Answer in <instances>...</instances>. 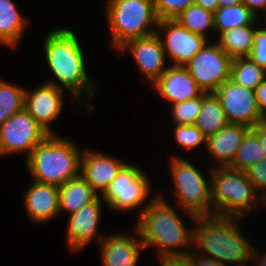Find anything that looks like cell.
<instances>
[{
    "label": "cell",
    "mask_w": 266,
    "mask_h": 266,
    "mask_svg": "<svg viewBox=\"0 0 266 266\" xmlns=\"http://www.w3.org/2000/svg\"><path fill=\"white\" fill-rule=\"evenodd\" d=\"M150 200L141 209L135 229L143 247L157 246L160 259L187 257L191 251L176 248L193 246V228H186L175 210L160 194L154 195Z\"/></svg>",
    "instance_id": "6da1fadb"
},
{
    "label": "cell",
    "mask_w": 266,
    "mask_h": 266,
    "mask_svg": "<svg viewBox=\"0 0 266 266\" xmlns=\"http://www.w3.org/2000/svg\"><path fill=\"white\" fill-rule=\"evenodd\" d=\"M45 60L58 82L47 81L51 85L70 90L81 103V95L86 90L88 97L94 96L95 85L85 70L84 52L76 34L66 28L54 29L44 40Z\"/></svg>",
    "instance_id": "7a4b0ae2"
},
{
    "label": "cell",
    "mask_w": 266,
    "mask_h": 266,
    "mask_svg": "<svg viewBox=\"0 0 266 266\" xmlns=\"http://www.w3.org/2000/svg\"><path fill=\"white\" fill-rule=\"evenodd\" d=\"M237 220L217 214L197 217V224L192 228L193 243L199 249L194 251L199 255L202 252L201 256L214 259L222 266H227L228 262L246 266L247 261H251L253 247L239 231Z\"/></svg>",
    "instance_id": "3957f363"
},
{
    "label": "cell",
    "mask_w": 266,
    "mask_h": 266,
    "mask_svg": "<svg viewBox=\"0 0 266 266\" xmlns=\"http://www.w3.org/2000/svg\"><path fill=\"white\" fill-rule=\"evenodd\" d=\"M77 148L71 140L49 134L26 159L33 180L61 186L79 176L82 152Z\"/></svg>",
    "instance_id": "277c9868"
},
{
    "label": "cell",
    "mask_w": 266,
    "mask_h": 266,
    "mask_svg": "<svg viewBox=\"0 0 266 266\" xmlns=\"http://www.w3.org/2000/svg\"><path fill=\"white\" fill-rule=\"evenodd\" d=\"M216 167L218 168L209 170L210 197L214 214L240 219L259 204L257 197L265 204V200L248 180L246 172L230 167Z\"/></svg>",
    "instance_id": "5b68a950"
},
{
    "label": "cell",
    "mask_w": 266,
    "mask_h": 266,
    "mask_svg": "<svg viewBox=\"0 0 266 266\" xmlns=\"http://www.w3.org/2000/svg\"><path fill=\"white\" fill-rule=\"evenodd\" d=\"M107 20L117 50L127 41L156 32L158 17L153 0H109Z\"/></svg>",
    "instance_id": "8992f818"
},
{
    "label": "cell",
    "mask_w": 266,
    "mask_h": 266,
    "mask_svg": "<svg viewBox=\"0 0 266 266\" xmlns=\"http://www.w3.org/2000/svg\"><path fill=\"white\" fill-rule=\"evenodd\" d=\"M171 160V177L174 180V194L179 207L194 221L197 217L214 215L210 181L208 182L199 169L183 158L174 156Z\"/></svg>",
    "instance_id": "52a82bcc"
},
{
    "label": "cell",
    "mask_w": 266,
    "mask_h": 266,
    "mask_svg": "<svg viewBox=\"0 0 266 266\" xmlns=\"http://www.w3.org/2000/svg\"><path fill=\"white\" fill-rule=\"evenodd\" d=\"M232 60L217 42L206 43L186 67L203 92L214 93L230 79Z\"/></svg>",
    "instance_id": "ba28073f"
},
{
    "label": "cell",
    "mask_w": 266,
    "mask_h": 266,
    "mask_svg": "<svg viewBox=\"0 0 266 266\" xmlns=\"http://www.w3.org/2000/svg\"><path fill=\"white\" fill-rule=\"evenodd\" d=\"M146 174L134 165H126L102 195L113 210L130 211L144 204L150 189Z\"/></svg>",
    "instance_id": "9c48e42d"
},
{
    "label": "cell",
    "mask_w": 266,
    "mask_h": 266,
    "mask_svg": "<svg viewBox=\"0 0 266 266\" xmlns=\"http://www.w3.org/2000/svg\"><path fill=\"white\" fill-rule=\"evenodd\" d=\"M49 133L23 108L0 126V145L3 154L26 152V159L34 147Z\"/></svg>",
    "instance_id": "30bf717a"
},
{
    "label": "cell",
    "mask_w": 266,
    "mask_h": 266,
    "mask_svg": "<svg viewBox=\"0 0 266 266\" xmlns=\"http://www.w3.org/2000/svg\"><path fill=\"white\" fill-rule=\"evenodd\" d=\"M214 94L219 99L229 123L252 128L265 118L258 108L255 90L240 86L229 79Z\"/></svg>",
    "instance_id": "8fae6325"
},
{
    "label": "cell",
    "mask_w": 266,
    "mask_h": 266,
    "mask_svg": "<svg viewBox=\"0 0 266 266\" xmlns=\"http://www.w3.org/2000/svg\"><path fill=\"white\" fill-rule=\"evenodd\" d=\"M159 30L167 32L166 39L161 37V42L166 57L170 56L174 66H186L207 43V38L190 32L175 19L159 20L156 32Z\"/></svg>",
    "instance_id": "7c38bea8"
},
{
    "label": "cell",
    "mask_w": 266,
    "mask_h": 266,
    "mask_svg": "<svg viewBox=\"0 0 266 266\" xmlns=\"http://www.w3.org/2000/svg\"><path fill=\"white\" fill-rule=\"evenodd\" d=\"M160 32L127 41L119 48L121 53L127 49L132 53L139 69L153 84L168 68L165 66L166 55L161 42Z\"/></svg>",
    "instance_id": "4fadbf2b"
},
{
    "label": "cell",
    "mask_w": 266,
    "mask_h": 266,
    "mask_svg": "<svg viewBox=\"0 0 266 266\" xmlns=\"http://www.w3.org/2000/svg\"><path fill=\"white\" fill-rule=\"evenodd\" d=\"M62 92L63 89L46 82L34 91L25 90L24 109L49 134H54L49 125L62 111Z\"/></svg>",
    "instance_id": "5bb4252c"
},
{
    "label": "cell",
    "mask_w": 266,
    "mask_h": 266,
    "mask_svg": "<svg viewBox=\"0 0 266 266\" xmlns=\"http://www.w3.org/2000/svg\"><path fill=\"white\" fill-rule=\"evenodd\" d=\"M126 165L103 153L86 150L80 160V176L97 194L100 190L103 195Z\"/></svg>",
    "instance_id": "9a60e30c"
},
{
    "label": "cell",
    "mask_w": 266,
    "mask_h": 266,
    "mask_svg": "<svg viewBox=\"0 0 266 266\" xmlns=\"http://www.w3.org/2000/svg\"><path fill=\"white\" fill-rule=\"evenodd\" d=\"M100 196L80 210L69 214L67 241L73 251H81L85 246L96 238L100 243L104 235H97L98 222L101 213ZM97 236V237H96Z\"/></svg>",
    "instance_id": "2e32d148"
},
{
    "label": "cell",
    "mask_w": 266,
    "mask_h": 266,
    "mask_svg": "<svg viewBox=\"0 0 266 266\" xmlns=\"http://www.w3.org/2000/svg\"><path fill=\"white\" fill-rule=\"evenodd\" d=\"M152 86L172 105L195 99L204 93L186 66H168Z\"/></svg>",
    "instance_id": "e0dca14e"
},
{
    "label": "cell",
    "mask_w": 266,
    "mask_h": 266,
    "mask_svg": "<svg viewBox=\"0 0 266 266\" xmlns=\"http://www.w3.org/2000/svg\"><path fill=\"white\" fill-rule=\"evenodd\" d=\"M30 220L47 222L60 214L59 186L33 181L24 195Z\"/></svg>",
    "instance_id": "ac0fdd59"
},
{
    "label": "cell",
    "mask_w": 266,
    "mask_h": 266,
    "mask_svg": "<svg viewBox=\"0 0 266 266\" xmlns=\"http://www.w3.org/2000/svg\"><path fill=\"white\" fill-rule=\"evenodd\" d=\"M132 237L124 234L106 235L99 243L102 266H136L144 247L140 238L136 240Z\"/></svg>",
    "instance_id": "d6986e66"
},
{
    "label": "cell",
    "mask_w": 266,
    "mask_h": 266,
    "mask_svg": "<svg viewBox=\"0 0 266 266\" xmlns=\"http://www.w3.org/2000/svg\"><path fill=\"white\" fill-rule=\"evenodd\" d=\"M251 128L242 124L229 123L214 135L206 138L209 154L219 161V167H229L236 156L246 133Z\"/></svg>",
    "instance_id": "ffe728a7"
},
{
    "label": "cell",
    "mask_w": 266,
    "mask_h": 266,
    "mask_svg": "<svg viewBox=\"0 0 266 266\" xmlns=\"http://www.w3.org/2000/svg\"><path fill=\"white\" fill-rule=\"evenodd\" d=\"M100 195L79 175L59 186V211L74 213Z\"/></svg>",
    "instance_id": "44dd1931"
},
{
    "label": "cell",
    "mask_w": 266,
    "mask_h": 266,
    "mask_svg": "<svg viewBox=\"0 0 266 266\" xmlns=\"http://www.w3.org/2000/svg\"><path fill=\"white\" fill-rule=\"evenodd\" d=\"M229 121L219 99L214 93L202 94V106L197 116L195 126L207 138L224 128Z\"/></svg>",
    "instance_id": "7402d4cb"
},
{
    "label": "cell",
    "mask_w": 266,
    "mask_h": 266,
    "mask_svg": "<svg viewBox=\"0 0 266 266\" xmlns=\"http://www.w3.org/2000/svg\"><path fill=\"white\" fill-rule=\"evenodd\" d=\"M27 21L11 0H0V43L17 46Z\"/></svg>",
    "instance_id": "603a6c76"
},
{
    "label": "cell",
    "mask_w": 266,
    "mask_h": 266,
    "mask_svg": "<svg viewBox=\"0 0 266 266\" xmlns=\"http://www.w3.org/2000/svg\"><path fill=\"white\" fill-rule=\"evenodd\" d=\"M254 25L235 27L220 33L217 43L232 59L237 57H249L252 53Z\"/></svg>",
    "instance_id": "cb8c5ba5"
},
{
    "label": "cell",
    "mask_w": 266,
    "mask_h": 266,
    "mask_svg": "<svg viewBox=\"0 0 266 266\" xmlns=\"http://www.w3.org/2000/svg\"><path fill=\"white\" fill-rule=\"evenodd\" d=\"M256 20V15L243 3L218 8L214 13V27L219 34L235 27L254 25Z\"/></svg>",
    "instance_id": "d4e9b609"
},
{
    "label": "cell",
    "mask_w": 266,
    "mask_h": 266,
    "mask_svg": "<svg viewBox=\"0 0 266 266\" xmlns=\"http://www.w3.org/2000/svg\"><path fill=\"white\" fill-rule=\"evenodd\" d=\"M265 77L266 70L259 67L250 57H237L232 60L230 80L234 83L255 90Z\"/></svg>",
    "instance_id": "484cf974"
},
{
    "label": "cell",
    "mask_w": 266,
    "mask_h": 266,
    "mask_svg": "<svg viewBox=\"0 0 266 266\" xmlns=\"http://www.w3.org/2000/svg\"><path fill=\"white\" fill-rule=\"evenodd\" d=\"M265 152L257 134L250 129L239 147L233 163L229 166L232 169L246 171L252 165L265 159Z\"/></svg>",
    "instance_id": "4316f807"
},
{
    "label": "cell",
    "mask_w": 266,
    "mask_h": 266,
    "mask_svg": "<svg viewBox=\"0 0 266 266\" xmlns=\"http://www.w3.org/2000/svg\"><path fill=\"white\" fill-rule=\"evenodd\" d=\"M175 20L190 32L202 35L205 38L207 37L206 30H215L214 13L205 10L196 3L188 6Z\"/></svg>",
    "instance_id": "83f0119b"
},
{
    "label": "cell",
    "mask_w": 266,
    "mask_h": 266,
    "mask_svg": "<svg viewBox=\"0 0 266 266\" xmlns=\"http://www.w3.org/2000/svg\"><path fill=\"white\" fill-rule=\"evenodd\" d=\"M25 89L0 79V126L24 108Z\"/></svg>",
    "instance_id": "f1b7e54d"
},
{
    "label": "cell",
    "mask_w": 266,
    "mask_h": 266,
    "mask_svg": "<svg viewBox=\"0 0 266 266\" xmlns=\"http://www.w3.org/2000/svg\"><path fill=\"white\" fill-rule=\"evenodd\" d=\"M202 106V95L191 100L172 105V116L175 125L195 124Z\"/></svg>",
    "instance_id": "f546056e"
},
{
    "label": "cell",
    "mask_w": 266,
    "mask_h": 266,
    "mask_svg": "<svg viewBox=\"0 0 266 266\" xmlns=\"http://www.w3.org/2000/svg\"><path fill=\"white\" fill-rule=\"evenodd\" d=\"M175 137L177 143L186 149H194L203 142L206 144V137L194 124L176 125Z\"/></svg>",
    "instance_id": "4dcf8cb0"
},
{
    "label": "cell",
    "mask_w": 266,
    "mask_h": 266,
    "mask_svg": "<svg viewBox=\"0 0 266 266\" xmlns=\"http://www.w3.org/2000/svg\"><path fill=\"white\" fill-rule=\"evenodd\" d=\"M154 9L159 20L175 19L194 0H153Z\"/></svg>",
    "instance_id": "1f68e13d"
},
{
    "label": "cell",
    "mask_w": 266,
    "mask_h": 266,
    "mask_svg": "<svg viewBox=\"0 0 266 266\" xmlns=\"http://www.w3.org/2000/svg\"><path fill=\"white\" fill-rule=\"evenodd\" d=\"M248 180L253 184L257 192H262L261 197L266 200V158L257 162L246 171Z\"/></svg>",
    "instance_id": "d6a6232c"
},
{
    "label": "cell",
    "mask_w": 266,
    "mask_h": 266,
    "mask_svg": "<svg viewBox=\"0 0 266 266\" xmlns=\"http://www.w3.org/2000/svg\"><path fill=\"white\" fill-rule=\"evenodd\" d=\"M259 67L266 70V28L256 29L252 53L249 56Z\"/></svg>",
    "instance_id": "836d02e7"
},
{
    "label": "cell",
    "mask_w": 266,
    "mask_h": 266,
    "mask_svg": "<svg viewBox=\"0 0 266 266\" xmlns=\"http://www.w3.org/2000/svg\"><path fill=\"white\" fill-rule=\"evenodd\" d=\"M256 101L261 114L266 117V77L255 89Z\"/></svg>",
    "instance_id": "e575fe53"
},
{
    "label": "cell",
    "mask_w": 266,
    "mask_h": 266,
    "mask_svg": "<svg viewBox=\"0 0 266 266\" xmlns=\"http://www.w3.org/2000/svg\"><path fill=\"white\" fill-rule=\"evenodd\" d=\"M187 257L192 261L193 266H222L214 259L200 256L197 252H193V249Z\"/></svg>",
    "instance_id": "d590c367"
},
{
    "label": "cell",
    "mask_w": 266,
    "mask_h": 266,
    "mask_svg": "<svg viewBox=\"0 0 266 266\" xmlns=\"http://www.w3.org/2000/svg\"><path fill=\"white\" fill-rule=\"evenodd\" d=\"M161 266H193L188 257H166L159 259Z\"/></svg>",
    "instance_id": "8d00e7d4"
},
{
    "label": "cell",
    "mask_w": 266,
    "mask_h": 266,
    "mask_svg": "<svg viewBox=\"0 0 266 266\" xmlns=\"http://www.w3.org/2000/svg\"><path fill=\"white\" fill-rule=\"evenodd\" d=\"M251 129L257 134L266 157V117L258 121Z\"/></svg>",
    "instance_id": "74e56055"
},
{
    "label": "cell",
    "mask_w": 266,
    "mask_h": 266,
    "mask_svg": "<svg viewBox=\"0 0 266 266\" xmlns=\"http://www.w3.org/2000/svg\"><path fill=\"white\" fill-rule=\"evenodd\" d=\"M242 3L250 9L256 16L259 9L266 12V0H242Z\"/></svg>",
    "instance_id": "f35d334b"
},
{
    "label": "cell",
    "mask_w": 266,
    "mask_h": 266,
    "mask_svg": "<svg viewBox=\"0 0 266 266\" xmlns=\"http://www.w3.org/2000/svg\"><path fill=\"white\" fill-rule=\"evenodd\" d=\"M194 3L203 7L205 10L211 11L212 13H215L219 8L218 0H194Z\"/></svg>",
    "instance_id": "ab89813d"
},
{
    "label": "cell",
    "mask_w": 266,
    "mask_h": 266,
    "mask_svg": "<svg viewBox=\"0 0 266 266\" xmlns=\"http://www.w3.org/2000/svg\"><path fill=\"white\" fill-rule=\"evenodd\" d=\"M252 260L253 262L256 263V266H266V253L259 256V254L255 251L253 247L252 253H251V261Z\"/></svg>",
    "instance_id": "60d3db41"
},
{
    "label": "cell",
    "mask_w": 266,
    "mask_h": 266,
    "mask_svg": "<svg viewBox=\"0 0 266 266\" xmlns=\"http://www.w3.org/2000/svg\"><path fill=\"white\" fill-rule=\"evenodd\" d=\"M219 8L233 6L242 3V0H218Z\"/></svg>",
    "instance_id": "b9f144b4"
},
{
    "label": "cell",
    "mask_w": 266,
    "mask_h": 266,
    "mask_svg": "<svg viewBox=\"0 0 266 266\" xmlns=\"http://www.w3.org/2000/svg\"><path fill=\"white\" fill-rule=\"evenodd\" d=\"M1 155L3 156L4 154H3V151H2V148H1V145H0V157H1Z\"/></svg>",
    "instance_id": "7bdbcfd3"
}]
</instances>
